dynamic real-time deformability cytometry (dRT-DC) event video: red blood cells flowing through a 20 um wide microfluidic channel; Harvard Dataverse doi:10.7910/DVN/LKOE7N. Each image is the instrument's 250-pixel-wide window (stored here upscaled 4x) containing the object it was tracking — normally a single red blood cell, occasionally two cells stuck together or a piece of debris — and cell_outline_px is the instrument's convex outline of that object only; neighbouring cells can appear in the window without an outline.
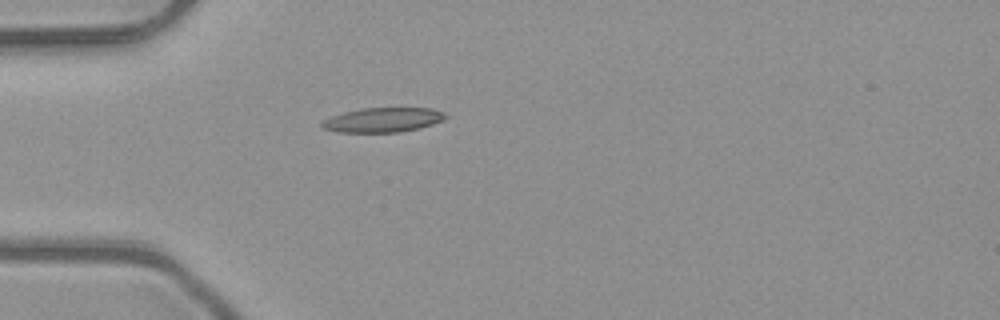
{"species": "common noctule bat (a hibernating species)", "species_latin": "Nyctalus noctula", "temperature_condition": "room temperature", "stored_images_in_passage": 4, "camera_frame_rate_fps": 3000, "um_per_image_px": 0.085, "animal": {"sex": "male", "body_mass_g": 23.1, "forearm_length_mm": 52.7}, "frame": {"image": 1, "passage_image": 4, "time_ms": 1.0, "image_size_px": [1000, 320], "cell_outline_px": [[448, 116], [432, 124], [400, 132], [340, 132], [324, 128], [320, 124], [324, 120], [332, 116], [344, 112], [360, 108], [432, 108], [444, 112]], "centroid_in_image_um": [32.54, 10.18], "position_along_channel_um": 52.5, "area_um2": 17.4}}